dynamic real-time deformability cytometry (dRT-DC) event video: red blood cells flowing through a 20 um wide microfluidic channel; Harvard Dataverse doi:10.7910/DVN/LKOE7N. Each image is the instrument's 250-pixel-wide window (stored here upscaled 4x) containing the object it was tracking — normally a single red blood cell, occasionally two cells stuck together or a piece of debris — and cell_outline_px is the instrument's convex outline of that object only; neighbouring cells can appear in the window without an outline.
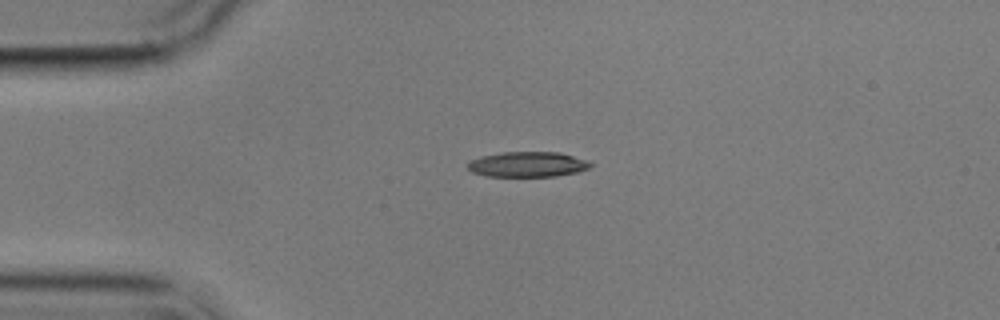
{"species": "common noctule bat (a hibernating species)", "species_latin": "Nyctalus noctula", "temperature_condition": "cold", "stored_images_in_passage": 4, "camera_frame_rate_fps": 3000, "um_per_image_px": 0.085, "animal": {"sex": "male", "body_mass_g": 17.9}, "frame": {"image": 1, "passage_image": 2, "time_ms": 2.333, "image_size_px": [1000, 320], "cell_outline_px": [[592, 164], [588, 168], [580, 172], [556, 176], [484, 176], [472, 172], [468, 168], [468, 164], [472, 160], [480, 156], [500, 152], [560, 152], [592, 160]], "centroid_in_image_um": [44.91, 13.96], "position_along_channel_um": 40.1, "area_um2": 18.32}}
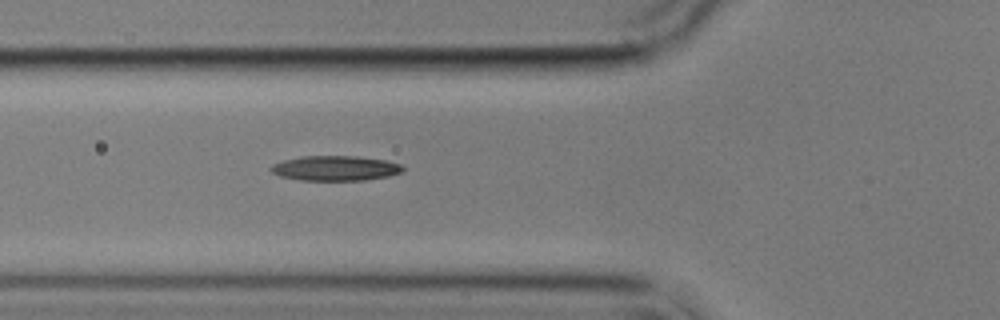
{"frame": {"image": 2, "passage_image": 4, "time_ms": 4.667, "image_size_px": [1000, 320], "cell_outline_px": [[404, 172], [388, 176], [364, 180], [300, 180], [280, 176], [272, 172], [268, 168], [272, 164], [284, 160], [304, 156], [356, 156], [384, 160], [400, 164], [404, 168]], "centroid_in_image_um": [28.49, 14.3], "position_along_channel_um": 97.3, "area_um2": 19.13}}